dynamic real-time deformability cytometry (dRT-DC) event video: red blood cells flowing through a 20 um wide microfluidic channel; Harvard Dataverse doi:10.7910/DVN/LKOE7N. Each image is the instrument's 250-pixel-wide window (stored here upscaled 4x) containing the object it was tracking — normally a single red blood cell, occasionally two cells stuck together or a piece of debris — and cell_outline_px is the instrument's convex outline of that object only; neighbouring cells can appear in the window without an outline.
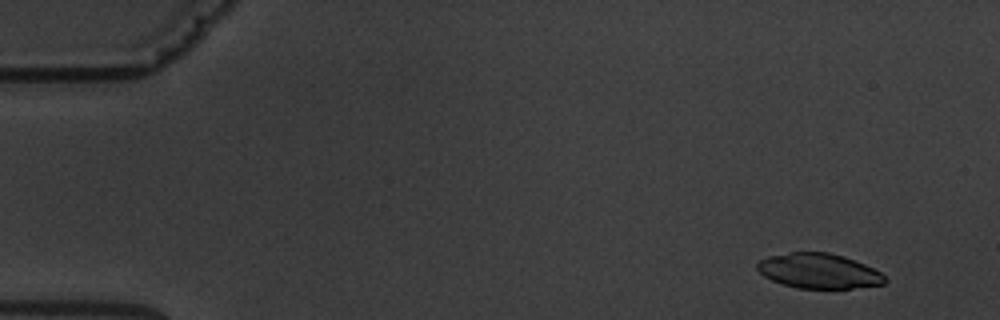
{"species": "common noctule bat (a hibernating species)", "species_latin": "Nyctalus noctula", "temperature_condition": "warm", "stored_images_in_passage": 5, "camera_frame_rate_fps": 3000, "um_per_image_px": 0.085, "animal": {"sex": "male", "body_mass_g": 19.5, "forearm_length_mm": 54.6}, "frame": {"image": 1, "passage_image": 1, "time_ms": 0.0, "image_size_px": [1000, 320], "cell_outline_px": [[888, 280], [884, 284], [852, 288], [800, 288], [784, 284], [772, 280], [764, 276], [756, 268], [756, 264], [760, 260], [768, 256], [792, 252], [828, 252], [844, 256], [864, 264], [880, 272]], "centroid_in_image_um": [69.6, 23.02], "position_along_channel_um": 15.4, "area_um2": 25.84}}
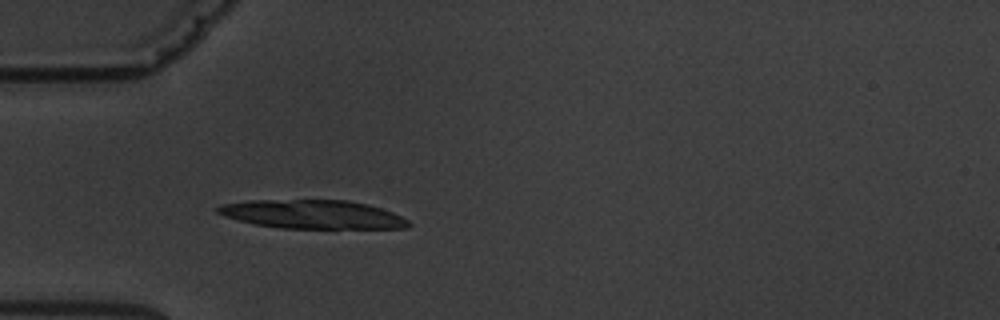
{"frame": {"image": 2, "passage_image": 5, "time_ms": 4.333, "image_size_px": [1000, 320], "cell_outline_px": [[412, 224], [408, 228], [280, 228], [256, 224], [224, 216], [216, 212], [216, 208], [220, 204], [248, 200], [348, 200], [368, 204], [392, 212], [408, 220]], "centroid_in_image_um": [26.56, 18.21], "position_along_channel_um": 58.4, "area_um2": 31.85}}